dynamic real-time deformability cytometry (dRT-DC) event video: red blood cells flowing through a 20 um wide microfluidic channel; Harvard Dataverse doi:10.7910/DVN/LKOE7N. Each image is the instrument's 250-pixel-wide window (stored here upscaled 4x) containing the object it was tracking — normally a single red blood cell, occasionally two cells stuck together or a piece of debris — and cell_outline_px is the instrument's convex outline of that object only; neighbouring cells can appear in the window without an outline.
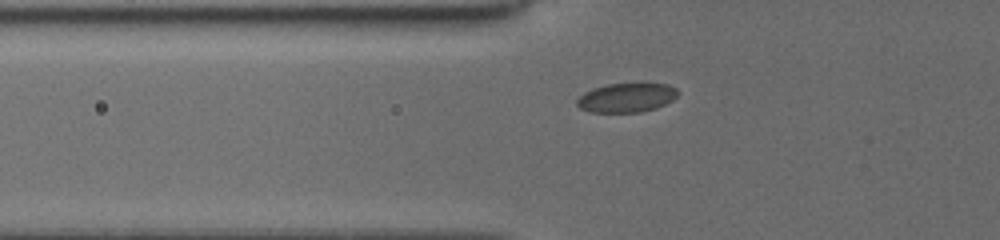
{"species": "common noctule bat (a hibernating species)", "species_latin": "Nyctalus noctula", "temperature_condition": "cold", "stored_images_in_passage": 31, "camera_frame_rate_fps": 3000, "um_per_image_px": 0.085, "animal": {"sex": "female", "body_mass_g": 19.5, "forearm_length_mm": 54.1}, "frame": {"image": 1, "passage_image": 4, "time_ms": 1.0, "image_size_px": [1000, 240], "cell_outline_px": [[680, 92], [672, 100], [656, 108], [640, 112], [588, 112], [580, 108], [576, 104], [576, 100], [584, 92], [592, 88], [608, 84], [644, 80], [668, 84], [676, 88]], "centroid_in_image_um": [53.29, 8.24], "position_along_channel_um": 72.5, "area_um2": 17.98}}
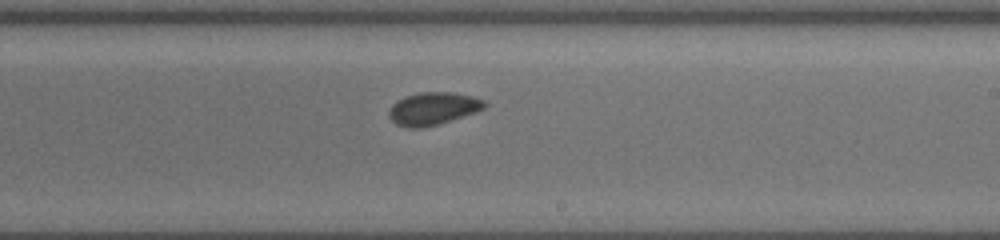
{"frame": {"image": 2, "passage_image": 18, "time_ms": 5.667, "image_size_px": [1000, 240], "cell_outline_px": [[488, 104], [484, 108], [476, 112], [436, 124], [420, 128], [408, 128], [396, 124], [388, 116], [388, 112], [392, 104], [396, 100], [404, 96], [420, 92], [452, 92], [472, 96], [484, 100]], "centroid_in_image_um": [36.78, 9.21], "position_along_channel_um": 252.2, "area_um2": 18.15}}
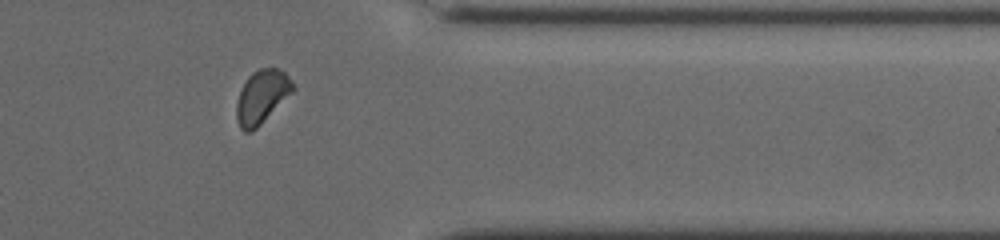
{"frame": {"image": 3, "passage_image": 29, "time_ms": 9.333, "image_size_px": [1000, 240], "cell_outline_px": [[296, 88], [252, 132], [244, 132], [240, 128], [236, 116], [236, 104], [240, 92], [248, 76], [252, 72], [260, 68], [280, 68], [292, 80]], "centroid_in_image_um": [22.25, 8.2], "position_along_channel_um": 389.1, "area_um2": 17.34}, "authors_computed_cell_mechanics": {"area_um2": 17.918, "velocity_mm_per_s": 3.9023, "shape_relaxation_time_tau1_ms": 5.6472, "shape_relaxation_time_tau2_ms": 1.806, "deformation_change_tau1": 0.057, "deformation_change_tau2": 0.0618}}